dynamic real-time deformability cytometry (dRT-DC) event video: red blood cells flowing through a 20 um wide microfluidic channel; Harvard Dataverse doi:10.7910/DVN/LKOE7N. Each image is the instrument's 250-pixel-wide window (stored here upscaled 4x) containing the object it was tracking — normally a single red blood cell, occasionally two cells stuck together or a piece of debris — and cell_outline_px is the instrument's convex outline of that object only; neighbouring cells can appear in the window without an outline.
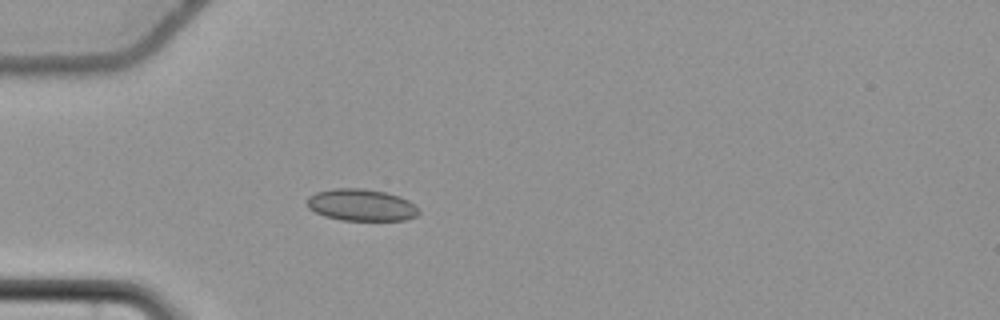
{"species": "common noctule bat (a hibernating species)", "species_latin": "Nyctalus noctula", "temperature_condition": "cold", "stored_images_in_passage": 41, "camera_frame_rate_fps": 3000, "um_per_image_px": 0.085, "animal": {"sex": "female", "body_mass_g": 22.7, "forearm_length_mm": 54.2}, "frame": {"image": 1, "passage_image": 1, "time_ms": 0.0, "image_size_px": [1000, 320], "cell_outline_px": [[420, 212], [416, 216], [404, 220], [340, 220], [324, 216], [308, 208], [304, 204], [304, 200], [308, 196], [316, 192], [332, 188], [364, 188], [384, 192], [400, 196], [416, 204]], "centroid_in_image_um": [30.67, 17.41], "position_along_channel_um": 54.3, "area_um2": 21.1}}
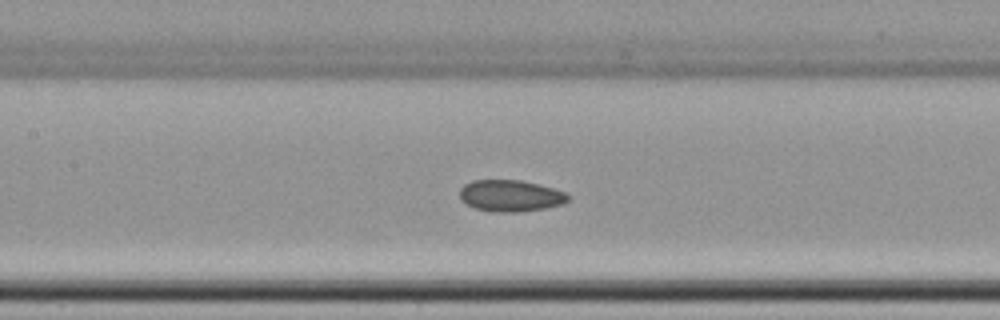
{"frame": {"image": 2, "passage_image": 11, "time_ms": 3.333, "image_size_px": [1000, 320], "cell_outline_px": [[568, 200], [564, 204], [544, 208], [516, 212], [492, 212], [476, 208], [460, 200], [460, 188], [464, 184], [472, 180], [520, 180], [540, 184], [564, 192], [568, 196]], "centroid_in_image_um": [43.37, 16.63], "position_along_channel_um": 164.0, "area_um2": 19.88}}
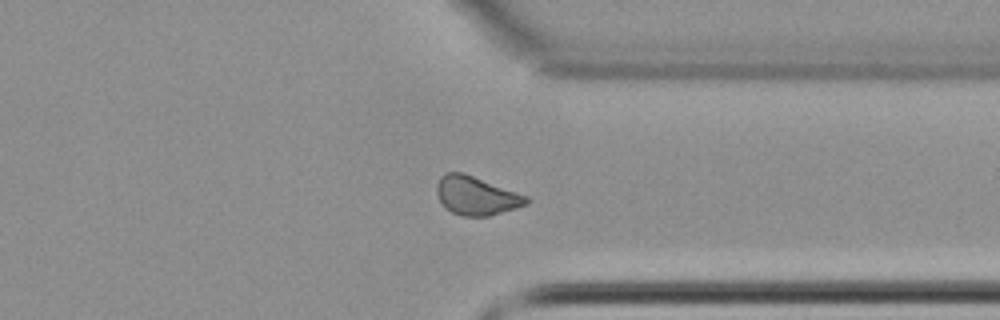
{"frame": {"image": 3, "passage_image": 28, "time_ms": 9.0, "image_size_px": [1000, 320], "cell_outline_px": [[532, 200], [528, 204], [516, 208], [488, 216], [460, 216], [444, 208], [436, 192], [436, 184], [440, 176], [444, 172], [464, 172], [528, 196]], "centroid_in_image_um": [40.47, 16.62], "position_along_channel_um": 370.9, "area_um2": 20.46}, "authors_computed_cell_mechanics": {"area_um2": 19.8254, "velocity_mm_per_s": 3.6626, "shape_relaxation_time_tau1_ms": null, "shape_relaxation_time_tau2_ms": 4.8885, "deformation_change_tau1": null, "deformation_change_tau2": 0.0951}}